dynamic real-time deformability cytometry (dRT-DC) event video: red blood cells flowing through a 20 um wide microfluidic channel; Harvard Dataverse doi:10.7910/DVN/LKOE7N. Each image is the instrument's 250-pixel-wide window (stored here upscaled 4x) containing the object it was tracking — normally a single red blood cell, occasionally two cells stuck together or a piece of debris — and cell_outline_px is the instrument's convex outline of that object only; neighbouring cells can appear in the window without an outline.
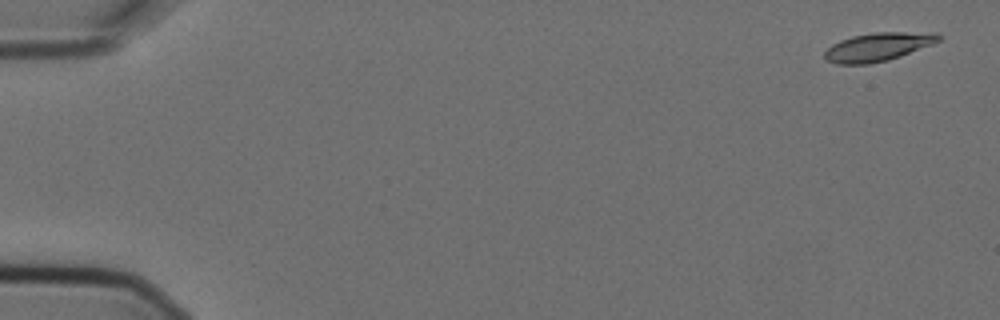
{"species": "Egyptian fruit bat (a non-hibernating species)", "species_latin": "Rousettus aegyptiacus", "temperature_condition": "cold", "stored_images_in_passage": 6, "camera_frame_rate_fps": 3000, "um_per_image_px": 0.085, "animal": {"sex": "female"}, "frame": {"image": 1, "passage_image": 1, "time_ms": 0.0, "image_size_px": [1000, 320], "cell_outline_px": [[940, 40], [932, 44], [900, 56], [888, 60], [868, 64], [836, 64], [824, 60], [824, 52], [832, 44], [840, 40], [852, 36], [872, 32], [936, 32], [940, 36]], "centroid_in_image_um": [74.59, 3.98], "position_along_channel_um": 10.4, "area_um2": 18.96}}